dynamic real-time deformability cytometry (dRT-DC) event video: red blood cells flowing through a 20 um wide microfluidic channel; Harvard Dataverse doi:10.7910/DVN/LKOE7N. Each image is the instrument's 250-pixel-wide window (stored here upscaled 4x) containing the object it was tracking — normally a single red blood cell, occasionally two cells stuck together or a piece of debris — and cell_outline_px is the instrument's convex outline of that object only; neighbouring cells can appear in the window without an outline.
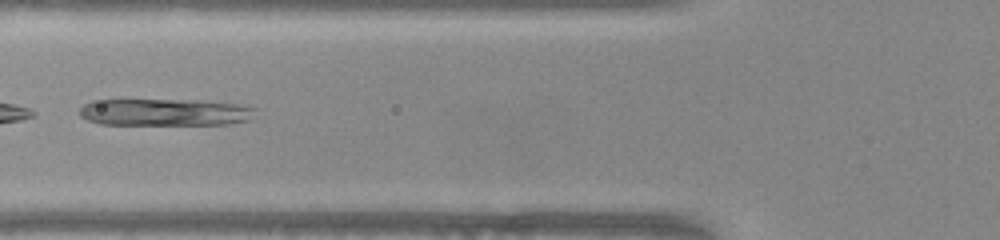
{"species": "common noctule bat (a hibernating species)", "species_latin": "Nyctalus noctula", "temperature_condition": "warm", "stored_images_in_passage": 13, "camera_frame_rate_fps": 3000, "um_per_image_px": 0.085, "animal": {"sex": "female", "body_mass_g": 22.0, "forearm_length_mm": 56.7}, "frame": {"image": 1, "passage_image": 4, "time_ms": 1.0, "image_size_px": [1000, 240], "cell_outline_px": [[256, 108], [252, 120], [228, 124], [100, 124], [88, 120], [80, 116], [80, 108], [84, 104], [92, 100], [196, 100], [236, 104]], "centroid_in_image_um": [14.02, 9.54], "position_along_channel_um": 111.8, "area_um2": 27.63}}